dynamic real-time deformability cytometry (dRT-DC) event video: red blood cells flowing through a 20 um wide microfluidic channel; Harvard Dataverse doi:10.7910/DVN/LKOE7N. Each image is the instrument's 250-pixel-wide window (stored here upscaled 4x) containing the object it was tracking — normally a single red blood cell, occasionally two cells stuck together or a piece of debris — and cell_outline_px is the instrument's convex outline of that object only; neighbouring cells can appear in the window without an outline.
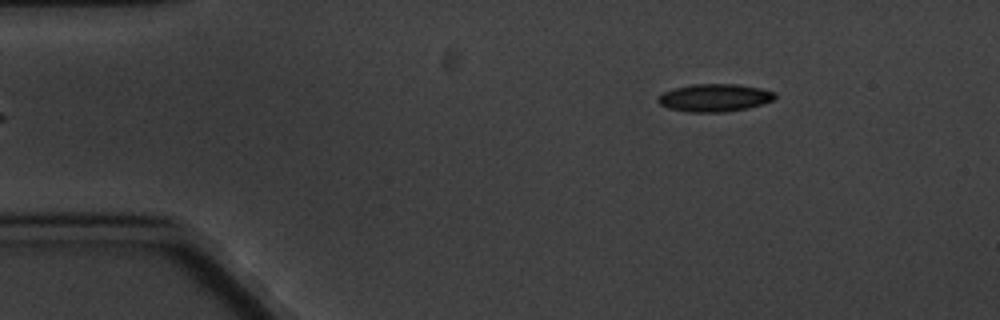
{"species": "common noctule bat (a hibernating species)", "species_latin": "Nyctalus noctula", "temperature_condition": "cold", "stored_images_in_passage": 6, "camera_frame_rate_fps": 3000, "um_per_image_px": 0.085, "animal": {"sex": "male", "body_mass_g": 20.1, "forearm_length_mm": 53.5}, "frame": {"image": 1, "passage_image": 6, "time_ms": 6.0, "image_size_px": [1000, 320], "cell_outline_px": [[776, 96], [772, 100], [748, 108], [724, 112], [688, 112], [668, 108], [660, 104], [656, 100], [656, 96], [664, 92], [676, 88], [696, 84], [736, 84], [760, 88], [776, 92]], "centroid_in_image_um": [60.72, 8.31], "position_along_channel_um": 24.3, "area_um2": 18.79}}